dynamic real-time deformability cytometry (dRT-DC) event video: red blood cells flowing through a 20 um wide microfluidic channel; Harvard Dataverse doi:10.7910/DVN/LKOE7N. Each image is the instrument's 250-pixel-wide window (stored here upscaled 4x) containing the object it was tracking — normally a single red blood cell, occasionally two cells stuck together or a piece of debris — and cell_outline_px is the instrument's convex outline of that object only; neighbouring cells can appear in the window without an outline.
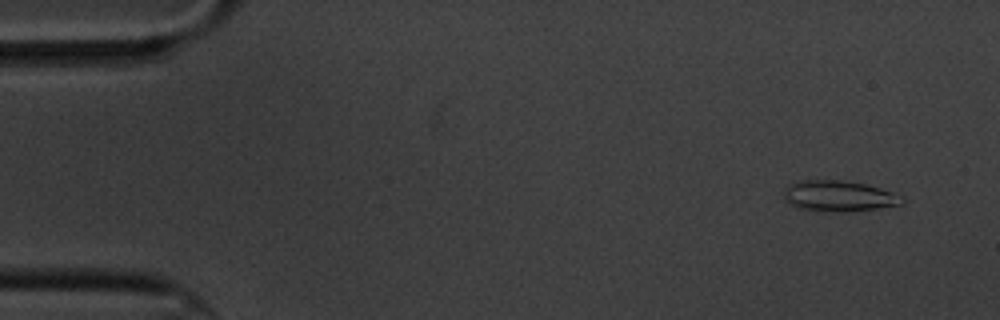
{"species": "common noctule bat (a hibernating species)", "species_latin": "Nyctalus noctula", "temperature_condition": "cold", "stored_images_in_passage": 10, "camera_frame_rate_fps": 3000, "um_per_image_px": 0.085, "animal": {"sex": "male", "body_mass_g": 20.1, "forearm_length_mm": 53.5}, "frame": {"image": 1, "passage_image": 1, "time_ms": 0.0, "image_size_px": [1000, 320], "cell_outline_px": [[904, 204], [876, 208], [844, 212], [824, 212], [800, 208], [788, 204], [784, 200], [784, 188], [788, 184], [800, 180], [840, 180], [864, 184], [880, 188], [904, 196]], "centroid_in_image_um": [71.27, 16.67], "position_along_channel_um": 13.7, "area_um2": 21.44}}
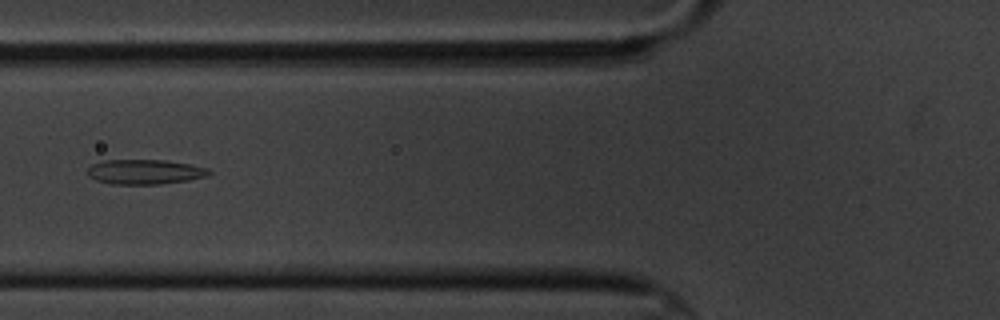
{"frame": {"image": 2, "passage_image": 6, "time_ms": 6.0, "image_size_px": [1000, 320], "cell_outline_px": [[212, 172], [208, 176], [188, 180], [160, 184], [112, 184], [96, 180], [88, 176], [88, 168], [92, 164], [104, 160], [164, 160], [192, 164], [208, 168]], "centroid_in_image_um": [12.33, 14.6], "position_along_channel_um": 113.5, "area_um2": 17.63}}
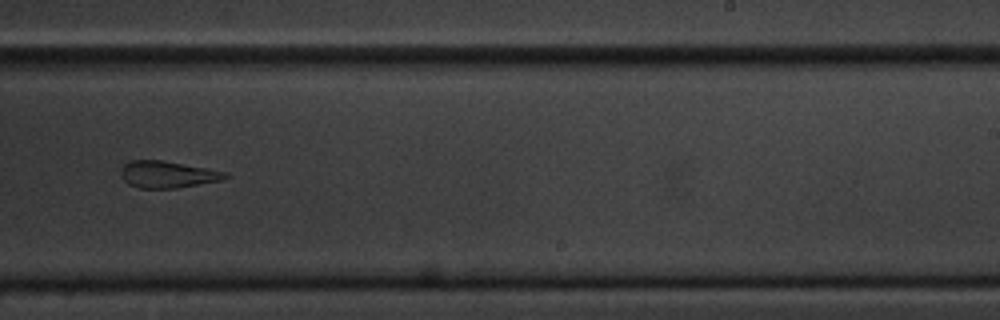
{"frame": {"image": 3, "passage_image": 10, "time_ms": 10.667, "image_size_px": [1000, 320], "cell_outline_px": [[228, 176], [220, 180], [176, 188], [140, 188], [128, 184], [120, 176], [120, 168], [124, 164], [132, 160], [160, 160], [228, 172]], "centroid_in_image_um": [14.18, 14.82], "position_along_channel_um": 274.8, "area_um2": 16.13}}